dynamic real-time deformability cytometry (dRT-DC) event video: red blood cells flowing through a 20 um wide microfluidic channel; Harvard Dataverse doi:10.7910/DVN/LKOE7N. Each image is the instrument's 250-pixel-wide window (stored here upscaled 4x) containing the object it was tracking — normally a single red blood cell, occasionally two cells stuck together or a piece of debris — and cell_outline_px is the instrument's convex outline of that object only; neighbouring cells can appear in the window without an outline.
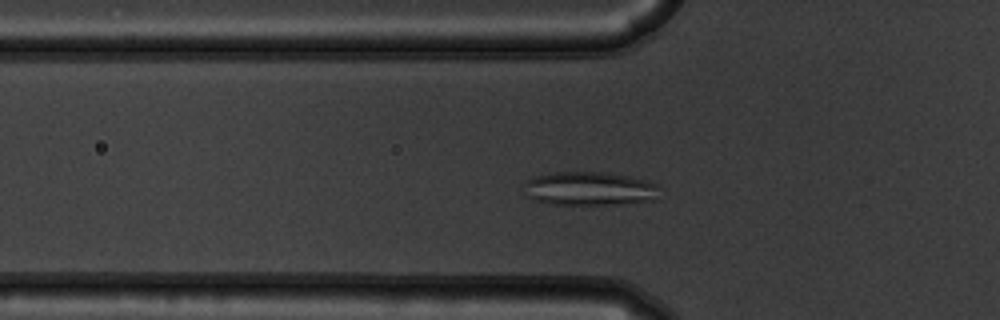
{"species": "common noctule bat (a hibernating species)", "species_latin": "Nyctalus noctula", "temperature_condition": "warm", "stored_images_in_passage": 49, "camera_frame_rate_fps": 3000, "um_per_image_px": 0.085, "animal": {"sex": "male", "body_mass_g": 19.5, "forearm_length_mm": 54.6}, "frame": {"image": 1, "passage_image": 13, "time_ms": 4.0, "image_size_px": [1000, 320], "cell_outline_px": [[660, 200], [612, 204], [552, 204], [536, 200], [528, 196], [528, 180], [536, 176], [556, 172], [608, 172], [632, 176], [656, 184]], "centroid_in_image_um": [50.22, 16.03], "position_along_channel_um": 75.6, "area_um2": 26.3}}
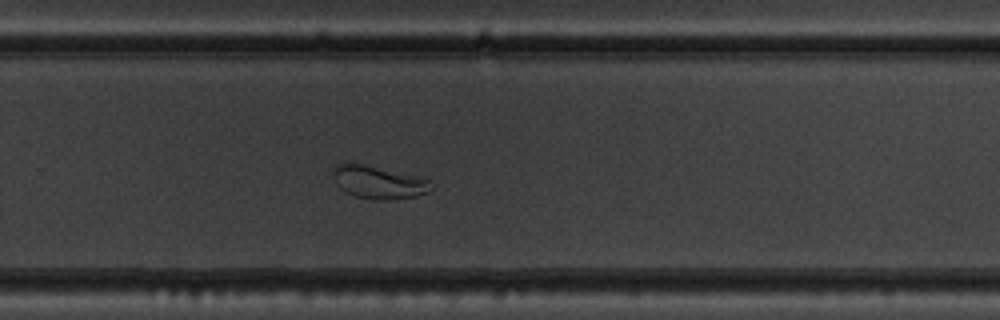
{"frame": {"image": 2, "passage_image": 31, "time_ms": 10.0, "image_size_px": [1000, 320], "cell_outline_px": [[432, 188], [428, 192], [416, 196], [388, 200], [372, 200], [356, 196], [344, 192], [336, 184], [336, 164], [344, 160], [352, 160], [420, 176], [432, 180]], "centroid_in_image_um": [32.2, 15.45], "position_along_channel_um": 297.6, "area_um2": 19.48}}
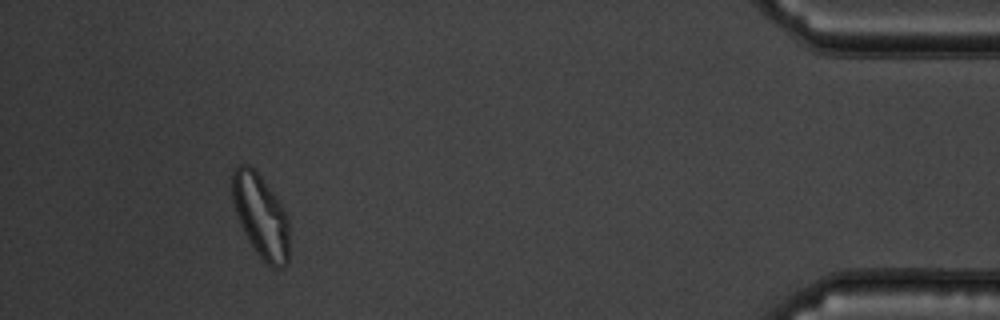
{"frame": {"image": 3, "passage_image": 45, "time_ms": 14.667, "image_size_px": [1000, 320], "cell_outline_px": [[288, 264], [284, 268], [272, 268], [256, 252], [244, 232], [240, 224], [232, 200], [232, 168], [236, 164], [248, 164], [260, 176], [272, 192], [288, 216]], "centroid_in_image_um": [22.15, 18.36], "position_along_channel_um": 413.0, "area_um2": 27.51}}